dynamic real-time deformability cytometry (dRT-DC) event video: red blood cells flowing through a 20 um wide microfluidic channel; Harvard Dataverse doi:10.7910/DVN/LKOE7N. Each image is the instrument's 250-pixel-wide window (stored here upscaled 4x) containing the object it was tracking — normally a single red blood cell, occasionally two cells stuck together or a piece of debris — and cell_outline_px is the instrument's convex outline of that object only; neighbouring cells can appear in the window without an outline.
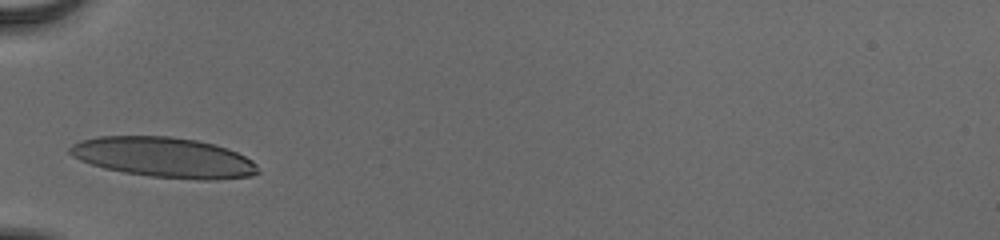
{"species": "human", "species_latin": "Homo sapiens", "temperature_condition": "cold", "stored_images_in_passage": 3, "camera_frame_rate_fps": 3000, "um_per_image_px": 0.085, "donor": {"sex": "male"}, "frame": {"image": 1, "passage_image": 1, "time_ms": 0.0, "image_size_px": [1000, 240], "cell_outline_px": [[260, 172], [252, 176], [216, 180], [196, 180], [148, 176], [124, 172], [104, 168], [80, 160], [72, 156], [68, 152], [68, 148], [72, 144], [80, 140], [100, 136], [168, 136], [196, 140], [216, 144], [228, 148], [252, 160], [256, 164]], "centroid_in_image_um": [13.95, 13.38], "position_along_channel_um": 71.1, "area_um2": 44.33}}